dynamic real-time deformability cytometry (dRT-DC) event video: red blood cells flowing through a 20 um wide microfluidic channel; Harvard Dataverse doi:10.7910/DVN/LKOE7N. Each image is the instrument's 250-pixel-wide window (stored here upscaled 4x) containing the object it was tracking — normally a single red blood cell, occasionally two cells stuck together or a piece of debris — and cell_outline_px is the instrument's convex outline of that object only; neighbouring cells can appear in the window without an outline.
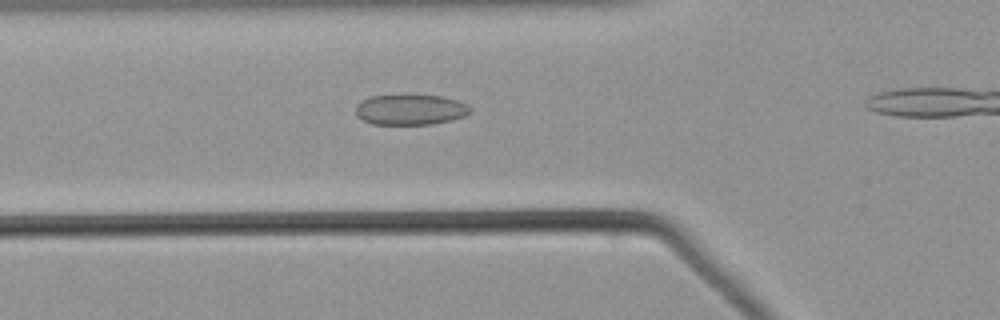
{"species": "common noctule bat (a hibernating species)", "species_latin": "Nyctalus noctula", "temperature_condition": "warm", "stored_images_in_passage": 34, "camera_frame_rate_fps": 3000, "um_per_image_px": 0.085, "animal": {"sex": "male", "body_mass_g": 21.5, "forearm_length_mm": 52.0}, "frame": {"image": 1, "passage_image": 10, "time_ms": 3.0, "image_size_px": [1000, 320], "cell_outline_px": [[472, 112], [464, 116], [432, 124], [372, 124], [356, 116], [356, 104], [360, 100], [368, 96], [440, 96], [456, 100], [468, 104], [472, 108]], "centroid_in_image_um": [34.86, 9.32], "position_along_channel_um": 90.9, "area_um2": 20.17}}
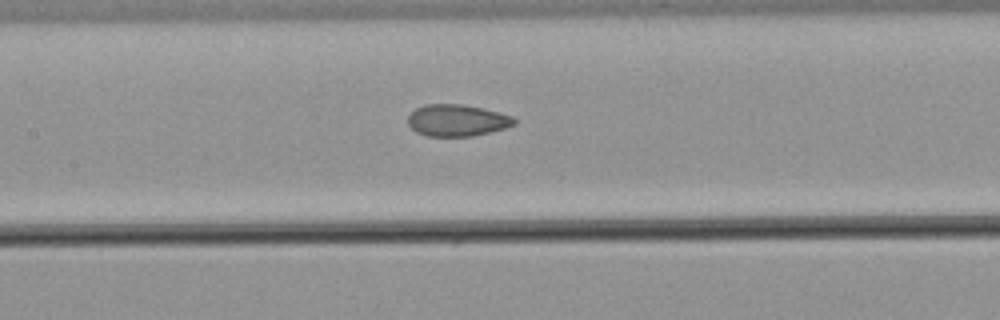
{"frame": {"image": 2, "passage_image": 16, "time_ms": 5.0, "image_size_px": [1000, 320], "cell_outline_px": [[516, 124], [492, 132], [472, 136], [428, 136], [416, 132], [408, 124], [408, 116], [416, 108], [424, 104], [460, 104], [484, 108], [512, 116], [516, 120]], "centroid_in_image_um": [38.85, 10.23], "position_along_channel_um": 168.5, "area_um2": 19.71}}
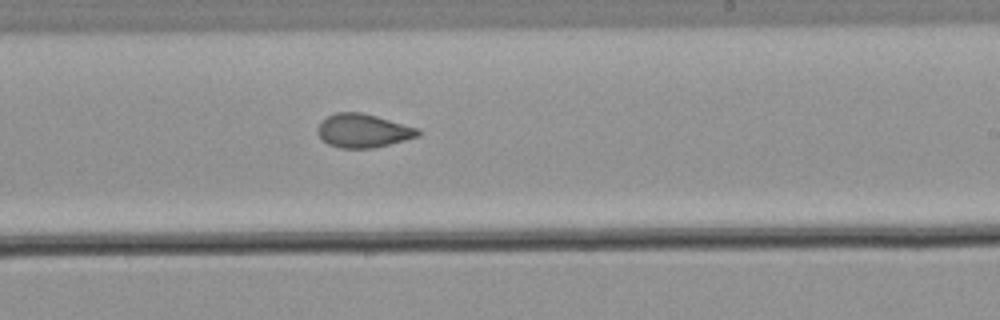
{"frame": {"image": 3, "passage_image": 23, "time_ms": 7.333, "image_size_px": [1000, 320], "cell_outline_px": [[420, 136], [372, 148], [340, 148], [328, 144], [316, 132], [316, 128], [320, 120], [336, 112], [360, 112], [376, 116], [420, 128]], "centroid_in_image_um": [30.85, 11.1], "position_along_channel_um": 258.2, "area_um2": 19.71}}